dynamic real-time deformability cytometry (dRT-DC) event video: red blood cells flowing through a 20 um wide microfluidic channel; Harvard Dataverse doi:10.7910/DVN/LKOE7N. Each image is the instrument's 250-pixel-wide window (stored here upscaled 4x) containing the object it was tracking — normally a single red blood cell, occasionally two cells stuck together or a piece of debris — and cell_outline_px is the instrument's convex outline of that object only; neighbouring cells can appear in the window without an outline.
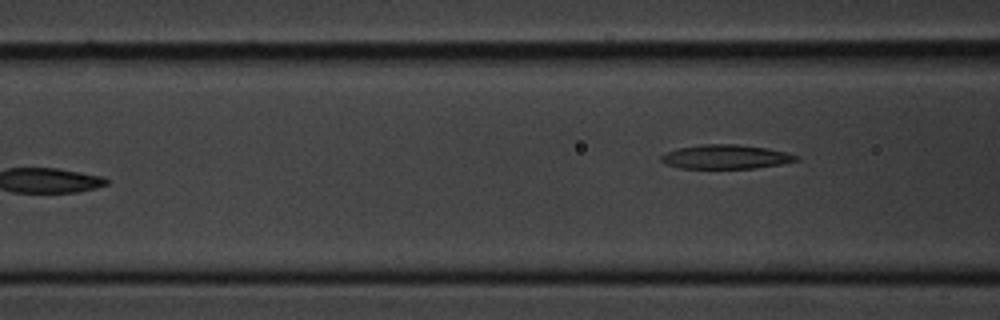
{"species": "common noctule bat (a hibernating species)", "species_latin": "Nyctalus noctula", "temperature_condition": "cold", "stored_images_in_passage": 6, "camera_frame_rate_fps": 3000, "um_per_image_px": 0.085, "animal": {"sex": "male", "body_mass_g": 20.1, "forearm_length_mm": 53.5}, "frame": {"image": 1, "passage_image": 6, "time_ms": 7.0, "image_size_px": [1000, 320], "cell_outline_px": [[800, 160], [780, 164], [756, 168], [680, 168], [664, 164], [660, 160], [660, 156], [664, 152], [676, 148], [700, 144], [736, 144], [764, 148], [784, 152], [800, 156]], "centroid_in_image_um": [61.62, 13.33], "position_along_channel_um": 105.0, "area_um2": 19.07}}